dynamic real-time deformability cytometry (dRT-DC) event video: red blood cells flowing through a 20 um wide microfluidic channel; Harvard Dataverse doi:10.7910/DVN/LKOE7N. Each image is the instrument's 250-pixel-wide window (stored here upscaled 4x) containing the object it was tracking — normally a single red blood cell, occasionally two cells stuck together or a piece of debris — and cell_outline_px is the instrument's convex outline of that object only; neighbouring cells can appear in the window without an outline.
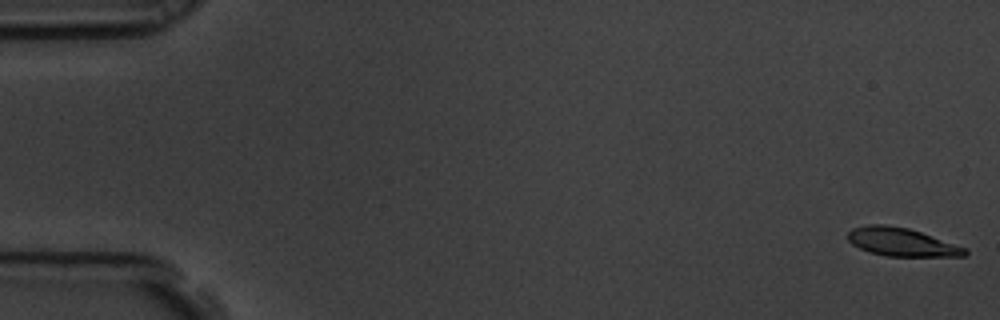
{"species": "common noctule bat (a hibernating species)", "species_latin": "Nyctalus noctula", "temperature_condition": "room temperature", "stored_images_in_passage": 5, "camera_frame_rate_fps": 3000, "um_per_image_px": 0.085, "animal": {"sex": "male", "body_mass_g": 19.5, "forearm_length_mm": 54.6}, "frame": {"image": 1, "passage_image": 1, "time_ms": 0.0, "image_size_px": [1000, 320], "cell_outline_px": [[968, 252], [964, 256], [888, 256], [868, 252], [852, 244], [848, 240], [848, 232], [852, 228], [868, 224], [884, 224], [908, 228], [968, 248]], "centroid_in_image_um": [76.63, 20.57], "position_along_channel_um": 8.4, "area_um2": 19.25}}